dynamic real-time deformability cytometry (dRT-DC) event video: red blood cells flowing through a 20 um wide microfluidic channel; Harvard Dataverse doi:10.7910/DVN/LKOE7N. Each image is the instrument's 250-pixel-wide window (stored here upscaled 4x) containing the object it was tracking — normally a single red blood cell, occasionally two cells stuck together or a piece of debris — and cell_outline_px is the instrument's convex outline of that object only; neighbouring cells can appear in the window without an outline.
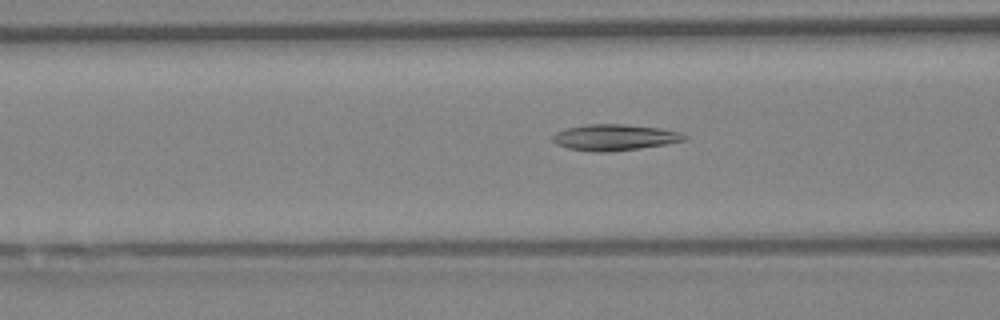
{"species": "Egyptian fruit bat (a non-hibernating species)", "species_latin": "Rousettus aegyptiacus", "temperature_condition": "warm", "stored_images_in_passage": 47, "camera_frame_rate_fps": 3000, "um_per_image_px": 0.085, "animal": {"sex": "female"}, "frame": {"image": 1, "passage_image": 11, "time_ms": 3.333, "image_size_px": [1000, 320], "cell_outline_px": [[688, 136], [684, 140], [664, 144], [640, 148], [604, 152], [596, 152], [568, 148], [556, 144], [552, 140], [552, 136], [556, 132], [568, 128], [584, 124], [624, 124], [660, 128], [680, 132]], "centroid_in_image_um": [52.22, 11.67], "position_along_channel_um": 114.4, "area_um2": 19.88}}
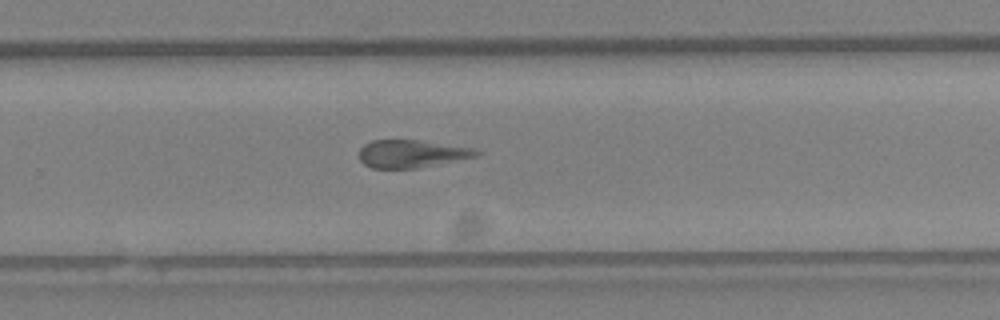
{"frame": {"image": 2, "passage_image": 27, "time_ms": 8.667, "image_size_px": [1000, 320], "cell_outline_px": [[484, 152], [480, 156], [416, 168], [372, 168], [364, 164], [360, 160], [360, 148], [364, 144], [372, 140], [420, 140], [476, 148]], "centroid_in_image_um": [35.06, 13.06], "position_along_channel_um": 294.7, "area_um2": 19.13}}
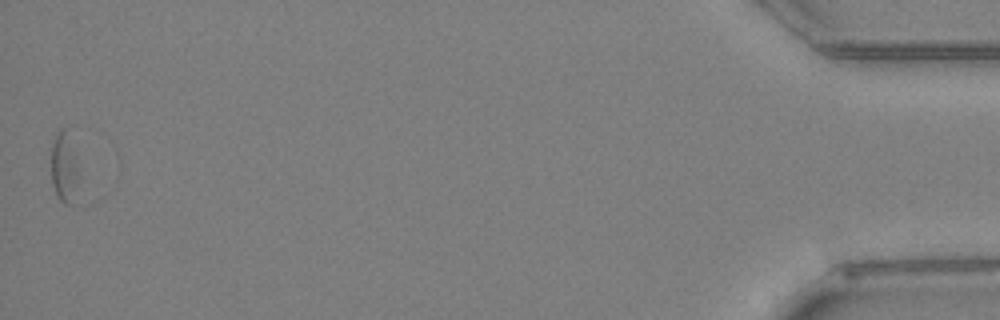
{"frame": {"image": 3, "passage_image": 47, "time_ms": 15.333, "image_size_px": [1000, 320], "cell_outline_px": [[80, 176], [72, 204], [64, 204], [56, 196], [52, 184], [52, 144], [56, 132], [60, 128], [68, 128], [80, 168]], "centroid_in_image_um": [5.5, 14.19], "position_along_channel_um": 429.7, "area_um2": 11.85}, "authors_computed_cell_mechanics": {"area_um2": 19.3052, "velocity_mm_per_s": 3.3915, "shape_relaxation_time_tau1_ms": null, "shape_relaxation_time_tau2_ms": 5.5084, "deformation_change_tau1": null, "deformation_change_tau2": 0.1445}}